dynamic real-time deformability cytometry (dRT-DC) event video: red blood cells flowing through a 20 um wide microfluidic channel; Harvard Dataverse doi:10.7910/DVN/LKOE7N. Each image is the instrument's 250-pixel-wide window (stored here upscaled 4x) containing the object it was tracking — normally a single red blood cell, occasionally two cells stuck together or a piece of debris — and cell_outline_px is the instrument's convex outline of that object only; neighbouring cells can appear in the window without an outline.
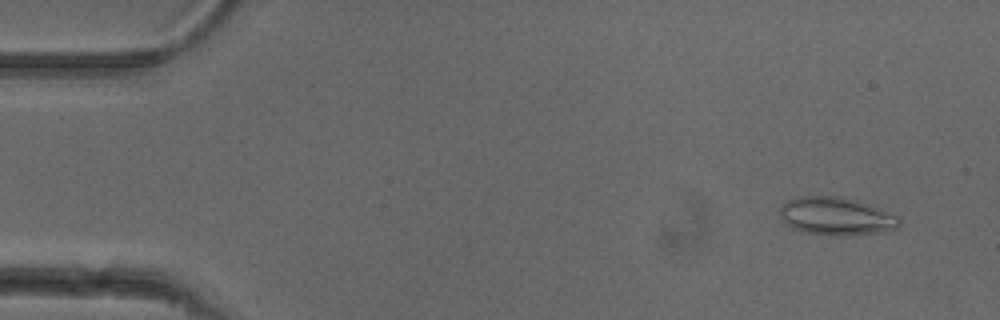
{"species": "common noctule bat (a hibernating species)", "species_latin": "Nyctalus noctula", "temperature_condition": "cold", "stored_images_in_passage": 50, "camera_frame_rate_fps": 3000, "um_per_image_px": 0.085, "animal": {"sex": "female"}, "frame": {"image": 1, "passage_image": 4, "time_ms": 1.0, "image_size_px": [1000, 320], "cell_outline_px": [[900, 224], [896, 228], [880, 232], [808, 232], [792, 228], [784, 220], [780, 212], [780, 208], [788, 200], [800, 196], [840, 196], [856, 200], [896, 216], [900, 220]], "centroid_in_image_um": [71.04, 18.31], "position_along_channel_um": 14.0, "area_um2": 24.68}}
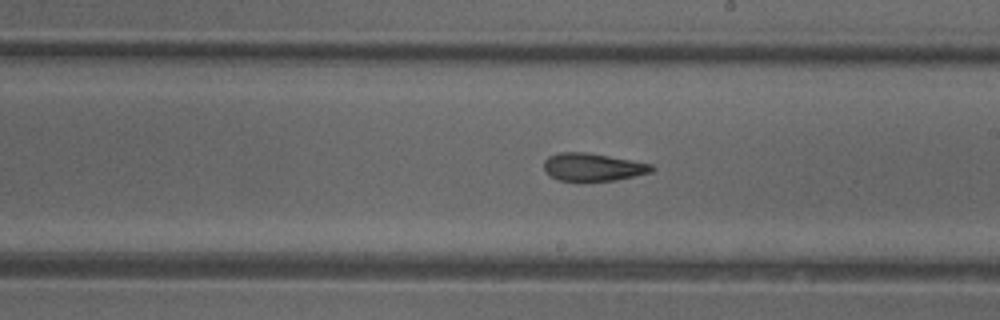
{"frame": {"image": 2, "passage_image": 30, "time_ms": 9.667, "image_size_px": [1000, 320], "cell_outline_px": [[656, 168], [652, 172], [616, 180], [580, 184], [560, 180], [544, 172], [544, 160], [548, 156], [560, 152], [588, 152], [652, 164]], "centroid_in_image_um": [50.37, 14.24], "position_along_channel_um": 238.6, "area_um2": 18.15}}
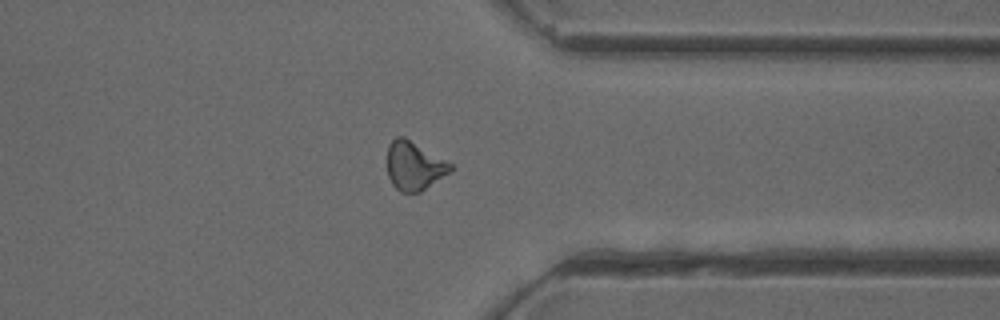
{"frame": {"image": 3, "passage_image": 41, "time_ms": 13.333, "image_size_px": [1000, 320], "cell_outline_px": [[452, 168], [448, 172], [420, 192], [400, 192], [392, 184], [388, 176], [388, 144], [396, 136], [404, 136], [452, 164]], "centroid_in_image_um": [35.16, 14.08], "position_along_channel_um": 376.2, "area_um2": 17.57}, "authors_computed_cell_mechanics": {"area_um2": 18.1492, "velocity_mm_per_s": 3.9017, "shape_relaxation_time_tau1_ms": 9.6208, "shape_relaxation_time_tau2_ms": 3.0292, "deformation_change_tau1": 0.1844, "deformation_change_tau2": 0.1094}}